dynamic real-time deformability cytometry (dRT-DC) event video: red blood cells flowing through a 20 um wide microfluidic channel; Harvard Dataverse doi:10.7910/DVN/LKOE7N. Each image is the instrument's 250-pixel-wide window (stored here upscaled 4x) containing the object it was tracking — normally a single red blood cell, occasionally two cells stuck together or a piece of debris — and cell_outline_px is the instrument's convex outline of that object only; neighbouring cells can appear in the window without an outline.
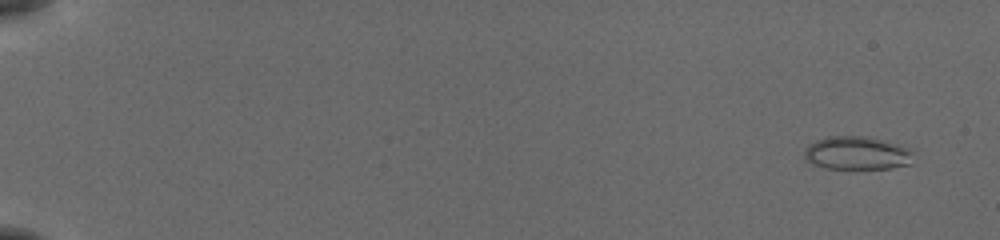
{"species": "common noctule bat (a hibernating species)", "species_latin": "Nyctalus noctula", "temperature_condition": "cold", "stored_images_in_passage": 56, "camera_frame_rate_fps": 3000, "um_per_image_px": 0.085, "animal": {"sex": "female", "body_mass_g": 19.5, "forearm_length_mm": 54.1}, "frame": {"image": 1, "passage_image": 4, "time_ms": 1.0, "image_size_px": [1000, 240], "cell_outline_px": [[912, 164], [892, 168], [828, 168], [812, 164], [804, 156], [804, 152], [808, 144], [816, 140], [828, 136], [872, 136], [908, 148], [912, 152]], "centroid_in_image_um": [72.85, 13.0], "position_along_channel_um": 12.2, "area_um2": 21.15}}
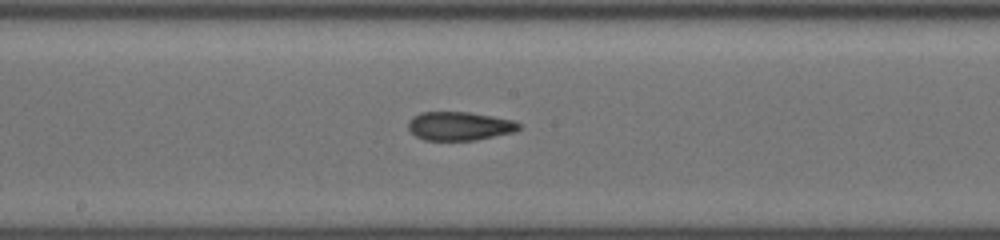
{"frame": {"image": 2, "passage_image": 33, "time_ms": 10.667, "image_size_px": [1000, 240], "cell_outline_px": [[520, 128], [516, 132], [476, 140], [424, 140], [416, 136], [408, 128], [408, 120], [412, 116], [420, 112], [468, 112], [516, 120], [520, 124]], "centroid_in_image_um": [39.07, 10.71], "position_along_channel_um": 209.1, "area_um2": 18.67}}
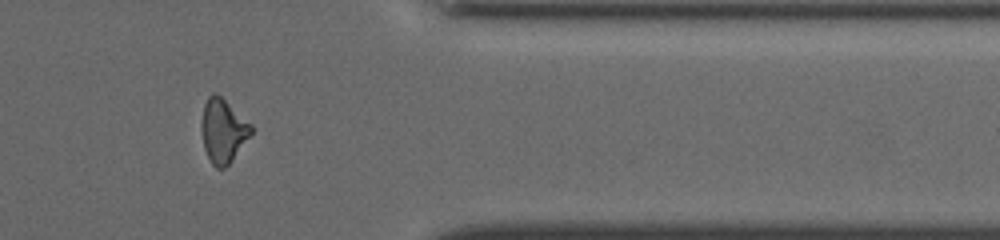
{"frame": {"image": 3, "passage_image": 48, "time_ms": 15.667, "image_size_px": [1000, 240], "cell_outline_px": [[252, 132], [228, 164], [224, 168], [216, 168], [212, 164], [204, 148], [200, 128], [200, 124], [204, 104], [208, 96], [212, 92], [216, 92], [252, 124]], "centroid_in_image_um": [18.92, 11.07], "position_along_channel_um": 392.5, "area_um2": 18.32}, "authors_computed_cell_mechanics": {"area_um2": 18.9873, "velocity_mm_per_s": 3.8789, "shape_relaxation_time_tau1_ms": null, "shape_relaxation_time_tau2_ms": 1.9716, "deformation_change_tau1": null, "deformation_change_tau2": 0.0829}}